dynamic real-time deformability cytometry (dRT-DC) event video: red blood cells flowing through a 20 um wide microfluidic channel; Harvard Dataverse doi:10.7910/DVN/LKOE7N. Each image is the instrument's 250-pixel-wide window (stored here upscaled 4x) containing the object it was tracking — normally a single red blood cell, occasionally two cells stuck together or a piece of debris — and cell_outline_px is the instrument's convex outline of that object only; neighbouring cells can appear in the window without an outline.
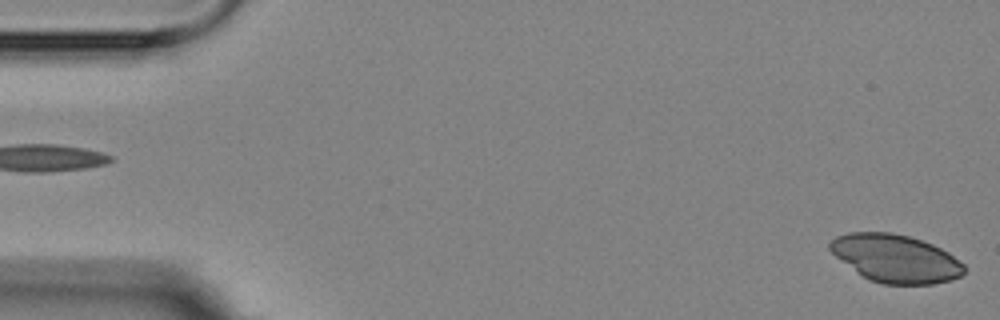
{"species": "Egyptian fruit bat (a non-hibernating species)", "species_latin": "Rousettus aegyptiacus", "temperature_condition": "room temperature", "stored_images_in_passage": 3, "camera_frame_rate_fps": 3000, "um_per_image_px": 0.085, "animal": {"sex": "female"}, "frame": {"image": 1, "passage_image": 3, "time_ms": 2.333, "image_size_px": [1000, 320], "cell_outline_px": [[968, 268], [960, 276], [952, 280], [932, 284], [884, 284], [868, 280], [856, 272], [836, 256], [828, 248], [828, 244], [836, 236], [848, 232], [892, 232], [908, 236], [932, 244], [948, 252], [964, 264]], "centroid_in_image_um": [76.13, 21.97], "position_along_channel_um": 8.9, "area_um2": 37.51}}